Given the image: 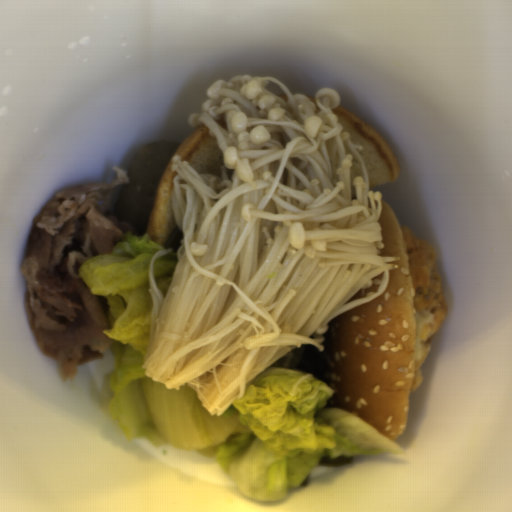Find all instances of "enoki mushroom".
Returning a JSON list of instances; mask_svg holds the SVG:
<instances>
[{"instance_id": "cea9216a", "label": "enoki mushroom", "mask_w": 512, "mask_h": 512, "mask_svg": "<svg viewBox=\"0 0 512 512\" xmlns=\"http://www.w3.org/2000/svg\"><path fill=\"white\" fill-rule=\"evenodd\" d=\"M271 76L209 86L188 119L215 137L220 175L172 158L173 218L182 234L165 296L149 260L152 309L142 372L195 391L220 415L299 346L323 351L332 318L376 299L399 257L384 256L382 193L333 112Z\"/></svg>"}]
</instances>
